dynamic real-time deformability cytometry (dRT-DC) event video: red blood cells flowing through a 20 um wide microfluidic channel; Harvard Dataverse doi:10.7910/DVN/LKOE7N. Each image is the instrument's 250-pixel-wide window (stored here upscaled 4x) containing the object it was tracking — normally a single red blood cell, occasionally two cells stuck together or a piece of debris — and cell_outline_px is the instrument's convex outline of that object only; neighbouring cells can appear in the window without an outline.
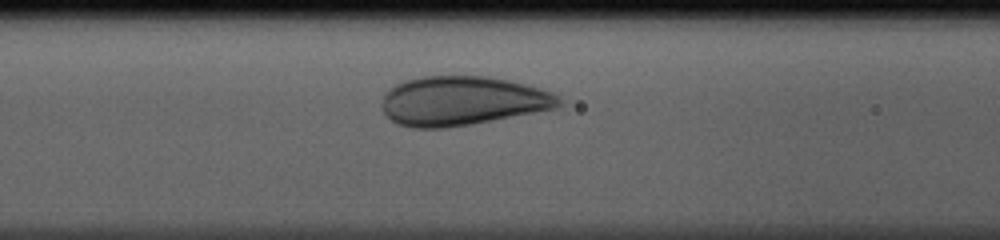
{"species": "human", "species_latin": "Homo sapiens", "temperature_condition": "cold", "stored_images_in_passage": 33, "camera_frame_rate_fps": 3000, "um_per_image_px": 0.085, "donor": {"sex": "male"}, "frame": {"image": 1, "passage_image": 12, "time_ms": 3.667, "image_size_px": [1000, 240], "cell_outline_px": [[564, 100], [556, 108], [468, 124], [444, 128], [412, 128], [396, 124], [384, 112], [380, 104], [384, 92], [388, 88], [404, 80], [424, 76], [488, 76], [508, 80], [540, 88], [552, 92], [560, 96]], "centroid_in_image_um": [39.25, 8.56], "position_along_channel_um": 127.4, "area_um2": 50.81}}
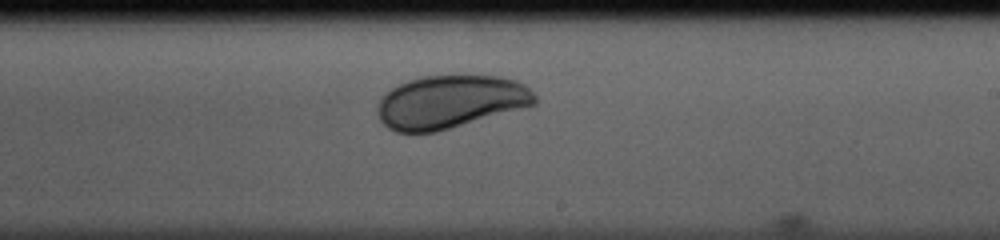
{"frame": {"image": 2, "passage_image": 21, "time_ms": 6.667, "image_size_px": [1000, 240], "cell_outline_px": [[536, 104], [436, 132], [396, 132], [388, 128], [380, 120], [376, 108], [380, 100], [392, 88], [408, 80], [424, 76], [500, 76], [516, 80], [524, 84], [536, 96]], "centroid_in_image_um": [38.27, 8.66], "position_along_channel_um": 250.7, "area_um2": 48.21}}
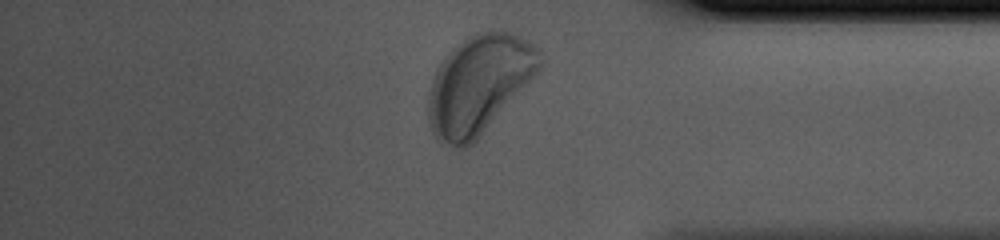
{"frame": {"image": 3, "passage_image": 32, "time_ms": 10.333, "image_size_px": [1000, 240], "cell_outline_px": [[540, 68], [476, 140], [468, 148], [460, 148], [440, 144], [436, 140], [432, 132], [428, 120], [428, 92], [432, 80], [440, 64], [452, 48], [456, 44], [468, 36], [476, 32], [488, 28], [492, 28], [512, 32], [528, 40], [540, 48]], "centroid_in_image_um": [40.67, 7.14], "position_along_channel_um": 394.5, "area_um2": 63.75}}